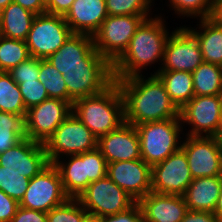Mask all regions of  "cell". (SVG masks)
I'll list each match as a JSON object with an SVG mask.
<instances>
[{
	"label": "cell",
	"instance_id": "cell-24",
	"mask_svg": "<svg viewBox=\"0 0 222 222\" xmlns=\"http://www.w3.org/2000/svg\"><path fill=\"white\" fill-rule=\"evenodd\" d=\"M198 20L197 28L185 27L196 37L203 61L222 66V26L211 18Z\"/></svg>",
	"mask_w": 222,
	"mask_h": 222
},
{
	"label": "cell",
	"instance_id": "cell-6",
	"mask_svg": "<svg viewBox=\"0 0 222 222\" xmlns=\"http://www.w3.org/2000/svg\"><path fill=\"white\" fill-rule=\"evenodd\" d=\"M50 163L69 155H79L98 148V138L73 113L57 127L44 144Z\"/></svg>",
	"mask_w": 222,
	"mask_h": 222
},
{
	"label": "cell",
	"instance_id": "cell-44",
	"mask_svg": "<svg viewBox=\"0 0 222 222\" xmlns=\"http://www.w3.org/2000/svg\"><path fill=\"white\" fill-rule=\"evenodd\" d=\"M209 18L222 26V0H213L212 11Z\"/></svg>",
	"mask_w": 222,
	"mask_h": 222
},
{
	"label": "cell",
	"instance_id": "cell-41",
	"mask_svg": "<svg viewBox=\"0 0 222 222\" xmlns=\"http://www.w3.org/2000/svg\"><path fill=\"white\" fill-rule=\"evenodd\" d=\"M74 0H46V13L65 16Z\"/></svg>",
	"mask_w": 222,
	"mask_h": 222
},
{
	"label": "cell",
	"instance_id": "cell-47",
	"mask_svg": "<svg viewBox=\"0 0 222 222\" xmlns=\"http://www.w3.org/2000/svg\"><path fill=\"white\" fill-rule=\"evenodd\" d=\"M13 0H0V10H3L9 3H12Z\"/></svg>",
	"mask_w": 222,
	"mask_h": 222
},
{
	"label": "cell",
	"instance_id": "cell-10",
	"mask_svg": "<svg viewBox=\"0 0 222 222\" xmlns=\"http://www.w3.org/2000/svg\"><path fill=\"white\" fill-rule=\"evenodd\" d=\"M73 34L64 16L38 14L25 40L30 56L47 59Z\"/></svg>",
	"mask_w": 222,
	"mask_h": 222
},
{
	"label": "cell",
	"instance_id": "cell-17",
	"mask_svg": "<svg viewBox=\"0 0 222 222\" xmlns=\"http://www.w3.org/2000/svg\"><path fill=\"white\" fill-rule=\"evenodd\" d=\"M50 164L44 144L22 139L14 147L0 153V166L31 179Z\"/></svg>",
	"mask_w": 222,
	"mask_h": 222
},
{
	"label": "cell",
	"instance_id": "cell-9",
	"mask_svg": "<svg viewBox=\"0 0 222 222\" xmlns=\"http://www.w3.org/2000/svg\"><path fill=\"white\" fill-rule=\"evenodd\" d=\"M183 129L190 126L185 136L215 137L222 128L221 95H195L179 110Z\"/></svg>",
	"mask_w": 222,
	"mask_h": 222
},
{
	"label": "cell",
	"instance_id": "cell-11",
	"mask_svg": "<svg viewBox=\"0 0 222 222\" xmlns=\"http://www.w3.org/2000/svg\"><path fill=\"white\" fill-rule=\"evenodd\" d=\"M48 60L61 74L74 68H112L94 46L92 36L72 34Z\"/></svg>",
	"mask_w": 222,
	"mask_h": 222
},
{
	"label": "cell",
	"instance_id": "cell-31",
	"mask_svg": "<svg viewBox=\"0 0 222 222\" xmlns=\"http://www.w3.org/2000/svg\"><path fill=\"white\" fill-rule=\"evenodd\" d=\"M38 80L43 83L49 98L68 102V89L61 74L48 60H40Z\"/></svg>",
	"mask_w": 222,
	"mask_h": 222
},
{
	"label": "cell",
	"instance_id": "cell-39",
	"mask_svg": "<svg viewBox=\"0 0 222 222\" xmlns=\"http://www.w3.org/2000/svg\"><path fill=\"white\" fill-rule=\"evenodd\" d=\"M10 222H47V212L19 206Z\"/></svg>",
	"mask_w": 222,
	"mask_h": 222
},
{
	"label": "cell",
	"instance_id": "cell-7",
	"mask_svg": "<svg viewBox=\"0 0 222 222\" xmlns=\"http://www.w3.org/2000/svg\"><path fill=\"white\" fill-rule=\"evenodd\" d=\"M152 15H117L102 22L93 36L95 49L113 64L127 49L141 22Z\"/></svg>",
	"mask_w": 222,
	"mask_h": 222
},
{
	"label": "cell",
	"instance_id": "cell-15",
	"mask_svg": "<svg viewBox=\"0 0 222 222\" xmlns=\"http://www.w3.org/2000/svg\"><path fill=\"white\" fill-rule=\"evenodd\" d=\"M192 180L186 154L181 148L151 167L152 192L158 194L182 196Z\"/></svg>",
	"mask_w": 222,
	"mask_h": 222
},
{
	"label": "cell",
	"instance_id": "cell-1",
	"mask_svg": "<svg viewBox=\"0 0 222 222\" xmlns=\"http://www.w3.org/2000/svg\"><path fill=\"white\" fill-rule=\"evenodd\" d=\"M147 76L141 74L114 80L124 99L125 122L136 126L180 118L179 109L171 101L160 78L152 72Z\"/></svg>",
	"mask_w": 222,
	"mask_h": 222
},
{
	"label": "cell",
	"instance_id": "cell-18",
	"mask_svg": "<svg viewBox=\"0 0 222 222\" xmlns=\"http://www.w3.org/2000/svg\"><path fill=\"white\" fill-rule=\"evenodd\" d=\"M107 176L136 202L152 191L151 167L142 159L109 163Z\"/></svg>",
	"mask_w": 222,
	"mask_h": 222
},
{
	"label": "cell",
	"instance_id": "cell-22",
	"mask_svg": "<svg viewBox=\"0 0 222 222\" xmlns=\"http://www.w3.org/2000/svg\"><path fill=\"white\" fill-rule=\"evenodd\" d=\"M107 16L105 0H74L64 19L73 34L93 37Z\"/></svg>",
	"mask_w": 222,
	"mask_h": 222
},
{
	"label": "cell",
	"instance_id": "cell-49",
	"mask_svg": "<svg viewBox=\"0 0 222 222\" xmlns=\"http://www.w3.org/2000/svg\"><path fill=\"white\" fill-rule=\"evenodd\" d=\"M88 222H96L94 219H90Z\"/></svg>",
	"mask_w": 222,
	"mask_h": 222
},
{
	"label": "cell",
	"instance_id": "cell-19",
	"mask_svg": "<svg viewBox=\"0 0 222 222\" xmlns=\"http://www.w3.org/2000/svg\"><path fill=\"white\" fill-rule=\"evenodd\" d=\"M68 89V102L96 95L108 88L113 82L112 68H74L64 75Z\"/></svg>",
	"mask_w": 222,
	"mask_h": 222
},
{
	"label": "cell",
	"instance_id": "cell-34",
	"mask_svg": "<svg viewBox=\"0 0 222 222\" xmlns=\"http://www.w3.org/2000/svg\"><path fill=\"white\" fill-rule=\"evenodd\" d=\"M169 8L178 17L209 18L212 11L213 0H168Z\"/></svg>",
	"mask_w": 222,
	"mask_h": 222
},
{
	"label": "cell",
	"instance_id": "cell-37",
	"mask_svg": "<svg viewBox=\"0 0 222 222\" xmlns=\"http://www.w3.org/2000/svg\"><path fill=\"white\" fill-rule=\"evenodd\" d=\"M40 58L29 57L18 66L13 67L8 73L16 83L38 80L40 70Z\"/></svg>",
	"mask_w": 222,
	"mask_h": 222
},
{
	"label": "cell",
	"instance_id": "cell-29",
	"mask_svg": "<svg viewBox=\"0 0 222 222\" xmlns=\"http://www.w3.org/2000/svg\"><path fill=\"white\" fill-rule=\"evenodd\" d=\"M25 137L24 117L0 112V153L14 147Z\"/></svg>",
	"mask_w": 222,
	"mask_h": 222
},
{
	"label": "cell",
	"instance_id": "cell-43",
	"mask_svg": "<svg viewBox=\"0 0 222 222\" xmlns=\"http://www.w3.org/2000/svg\"><path fill=\"white\" fill-rule=\"evenodd\" d=\"M13 2L36 15L46 13V0H13Z\"/></svg>",
	"mask_w": 222,
	"mask_h": 222
},
{
	"label": "cell",
	"instance_id": "cell-45",
	"mask_svg": "<svg viewBox=\"0 0 222 222\" xmlns=\"http://www.w3.org/2000/svg\"><path fill=\"white\" fill-rule=\"evenodd\" d=\"M213 213L216 217L222 216V186H221L220 195H219V198H218V201H217V204Z\"/></svg>",
	"mask_w": 222,
	"mask_h": 222
},
{
	"label": "cell",
	"instance_id": "cell-21",
	"mask_svg": "<svg viewBox=\"0 0 222 222\" xmlns=\"http://www.w3.org/2000/svg\"><path fill=\"white\" fill-rule=\"evenodd\" d=\"M137 203L142 211L143 222H181L188 211L181 195L151 191Z\"/></svg>",
	"mask_w": 222,
	"mask_h": 222
},
{
	"label": "cell",
	"instance_id": "cell-38",
	"mask_svg": "<svg viewBox=\"0 0 222 222\" xmlns=\"http://www.w3.org/2000/svg\"><path fill=\"white\" fill-rule=\"evenodd\" d=\"M96 222H143L142 211L139 204L136 202L128 210L94 219Z\"/></svg>",
	"mask_w": 222,
	"mask_h": 222
},
{
	"label": "cell",
	"instance_id": "cell-3",
	"mask_svg": "<svg viewBox=\"0 0 222 222\" xmlns=\"http://www.w3.org/2000/svg\"><path fill=\"white\" fill-rule=\"evenodd\" d=\"M72 112L99 139L125 122L124 99L117 82L99 94L77 99Z\"/></svg>",
	"mask_w": 222,
	"mask_h": 222
},
{
	"label": "cell",
	"instance_id": "cell-2",
	"mask_svg": "<svg viewBox=\"0 0 222 222\" xmlns=\"http://www.w3.org/2000/svg\"><path fill=\"white\" fill-rule=\"evenodd\" d=\"M164 18L155 14L141 22L127 49L112 64L114 80L141 75L146 67L162 63L165 44L171 33Z\"/></svg>",
	"mask_w": 222,
	"mask_h": 222
},
{
	"label": "cell",
	"instance_id": "cell-36",
	"mask_svg": "<svg viewBox=\"0 0 222 222\" xmlns=\"http://www.w3.org/2000/svg\"><path fill=\"white\" fill-rule=\"evenodd\" d=\"M21 92L23 102L26 110L39 105L44 100L49 99L46 89L39 80L24 81L23 83H17Z\"/></svg>",
	"mask_w": 222,
	"mask_h": 222
},
{
	"label": "cell",
	"instance_id": "cell-23",
	"mask_svg": "<svg viewBox=\"0 0 222 222\" xmlns=\"http://www.w3.org/2000/svg\"><path fill=\"white\" fill-rule=\"evenodd\" d=\"M221 186L222 176L194 178L182 195L188 210L213 213Z\"/></svg>",
	"mask_w": 222,
	"mask_h": 222
},
{
	"label": "cell",
	"instance_id": "cell-42",
	"mask_svg": "<svg viewBox=\"0 0 222 222\" xmlns=\"http://www.w3.org/2000/svg\"><path fill=\"white\" fill-rule=\"evenodd\" d=\"M181 222H217V217L211 212L188 210Z\"/></svg>",
	"mask_w": 222,
	"mask_h": 222
},
{
	"label": "cell",
	"instance_id": "cell-12",
	"mask_svg": "<svg viewBox=\"0 0 222 222\" xmlns=\"http://www.w3.org/2000/svg\"><path fill=\"white\" fill-rule=\"evenodd\" d=\"M203 56L196 37L185 27L172 30L165 44L162 63L158 71H185L192 73L203 63Z\"/></svg>",
	"mask_w": 222,
	"mask_h": 222
},
{
	"label": "cell",
	"instance_id": "cell-35",
	"mask_svg": "<svg viewBox=\"0 0 222 222\" xmlns=\"http://www.w3.org/2000/svg\"><path fill=\"white\" fill-rule=\"evenodd\" d=\"M30 179L20 175V173L6 171L0 166V190L18 203L24 197Z\"/></svg>",
	"mask_w": 222,
	"mask_h": 222
},
{
	"label": "cell",
	"instance_id": "cell-4",
	"mask_svg": "<svg viewBox=\"0 0 222 222\" xmlns=\"http://www.w3.org/2000/svg\"><path fill=\"white\" fill-rule=\"evenodd\" d=\"M141 159L150 167L164 161L181 148L184 136L180 118L136 125ZM181 134V135H180Z\"/></svg>",
	"mask_w": 222,
	"mask_h": 222
},
{
	"label": "cell",
	"instance_id": "cell-25",
	"mask_svg": "<svg viewBox=\"0 0 222 222\" xmlns=\"http://www.w3.org/2000/svg\"><path fill=\"white\" fill-rule=\"evenodd\" d=\"M36 14L14 2L0 11V35L25 41Z\"/></svg>",
	"mask_w": 222,
	"mask_h": 222
},
{
	"label": "cell",
	"instance_id": "cell-30",
	"mask_svg": "<svg viewBox=\"0 0 222 222\" xmlns=\"http://www.w3.org/2000/svg\"><path fill=\"white\" fill-rule=\"evenodd\" d=\"M30 56L25 41L0 35V72H8Z\"/></svg>",
	"mask_w": 222,
	"mask_h": 222
},
{
	"label": "cell",
	"instance_id": "cell-40",
	"mask_svg": "<svg viewBox=\"0 0 222 222\" xmlns=\"http://www.w3.org/2000/svg\"><path fill=\"white\" fill-rule=\"evenodd\" d=\"M19 203L0 190V222H10L16 214Z\"/></svg>",
	"mask_w": 222,
	"mask_h": 222
},
{
	"label": "cell",
	"instance_id": "cell-48",
	"mask_svg": "<svg viewBox=\"0 0 222 222\" xmlns=\"http://www.w3.org/2000/svg\"><path fill=\"white\" fill-rule=\"evenodd\" d=\"M217 222H222V216L217 217Z\"/></svg>",
	"mask_w": 222,
	"mask_h": 222
},
{
	"label": "cell",
	"instance_id": "cell-16",
	"mask_svg": "<svg viewBox=\"0 0 222 222\" xmlns=\"http://www.w3.org/2000/svg\"><path fill=\"white\" fill-rule=\"evenodd\" d=\"M181 149L185 152L192 178L222 176V155L216 137H183Z\"/></svg>",
	"mask_w": 222,
	"mask_h": 222
},
{
	"label": "cell",
	"instance_id": "cell-5",
	"mask_svg": "<svg viewBox=\"0 0 222 222\" xmlns=\"http://www.w3.org/2000/svg\"><path fill=\"white\" fill-rule=\"evenodd\" d=\"M65 158L56 160L53 165L60 174L64 191L69 198H78L91 182L107 175L108 163L98 148Z\"/></svg>",
	"mask_w": 222,
	"mask_h": 222
},
{
	"label": "cell",
	"instance_id": "cell-26",
	"mask_svg": "<svg viewBox=\"0 0 222 222\" xmlns=\"http://www.w3.org/2000/svg\"><path fill=\"white\" fill-rule=\"evenodd\" d=\"M171 101L180 110L194 96L192 73L185 71H158Z\"/></svg>",
	"mask_w": 222,
	"mask_h": 222
},
{
	"label": "cell",
	"instance_id": "cell-13",
	"mask_svg": "<svg viewBox=\"0 0 222 222\" xmlns=\"http://www.w3.org/2000/svg\"><path fill=\"white\" fill-rule=\"evenodd\" d=\"M69 199L65 193L57 168L50 163L30 179L20 207L49 212Z\"/></svg>",
	"mask_w": 222,
	"mask_h": 222
},
{
	"label": "cell",
	"instance_id": "cell-28",
	"mask_svg": "<svg viewBox=\"0 0 222 222\" xmlns=\"http://www.w3.org/2000/svg\"><path fill=\"white\" fill-rule=\"evenodd\" d=\"M0 112L17 114L24 118L27 112L18 84L8 72H0Z\"/></svg>",
	"mask_w": 222,
	"mask_h": 222
},
{
	"label": "cell",
	"instance_id": "cell-20",
	"mask_svg": "<svg viewBox=\"0 0 222 222\" xmlns=\"http://www.w3.org/2000/svg\"><path fill=\"white\" fill-rule=\"evenodd\" d=\"M98 149L107 163L141 159L139 136L134 125L124 122L98 139Z\"/></svg>",
	"mask_w": 222,
	"mask_h": 222
},
{
	"label": "cell",
	"instance_id": "cell-33",
	"mask_svg": "<svg viewBox=\"0 0 222 222\" xmlns=\"http://www.w3.org/2000/svg\"><path fill=\"white\" fill-rule=\"evenodd\" d=\"M108 15H153L154 0H105Z\"/></svg>",
	"mask_w": 222,
	"mask_h": 222
},
{
	"label": "cell",
	"instance_id": "cell-32",
	"mask_svg": "<svg viewBox=\"0 0 222 222\" xmlns=\"http://www.w3.org/2000/svg\"><path fill=\"white\" fill-rule=\"evenodd\" d=\"M90 219V215L77 198H69L47 212V222H88Z\"/></svg>",
	"mask_w": 222,
	"mask_h": 222
},
{
	"label": "cell",
	"instance_id": "cell-27",
	"mask_svg": "<svg viewBox=\"0 0 222 222\" xmlns=\"http://www.w3.org/2000/svg\"><path fill=\"white\" fill-rule=\"evenodd\" d=\"M192 80L195 95H221L222 66L203 62L192 72Z\"/></svg>",
	"mask_w": 222,
	"mask_h": 222
},
{
	"label": "cell",
	"instance_id": "cell-46",
	"mask_svg": "<svg viewBox=\"0 0 222 222\" xmlns=\"http://www.w3.org/2000/svg\"><path fill=\"white\" fill-rule=\"evenodd\" d=\"M215 137L217 139L219 149H220V153L222 155V132H219Z\"/></svg>",
	"mask_w": 222,
	"mask_h": 222
},
{
	"label": "cell",
	"instance_id": "cell-14",
	"mask_svg": "<svg viewBox=\"0 0 222 222\" xmlns=\"http://www.w3.org/2000/svg\"><path fill=\"white\" fill-rule=\"evenodd\" d=\"M71 112L69 102L54 98L29 108L24 118L26 138L45 144Z\"/></svg>",
	"mask_w": 222,
	"mask_h": 222
},
{
	"label": "cell",
	"instance_id": "cell-8",
	"mask_svg": "<svg viewBox=\"0 0 222 222\" xmlns=\"http://www.w3.org/2000/svg\"><path fill=\"white\" fill-rule=\"evenodd\" d=\"M77 199L91 219L124 212L136 203L107 175L91 182Z\"/></svg>",
	"mask_w": 222,
	"mask_h": 222
}]
</instances>
